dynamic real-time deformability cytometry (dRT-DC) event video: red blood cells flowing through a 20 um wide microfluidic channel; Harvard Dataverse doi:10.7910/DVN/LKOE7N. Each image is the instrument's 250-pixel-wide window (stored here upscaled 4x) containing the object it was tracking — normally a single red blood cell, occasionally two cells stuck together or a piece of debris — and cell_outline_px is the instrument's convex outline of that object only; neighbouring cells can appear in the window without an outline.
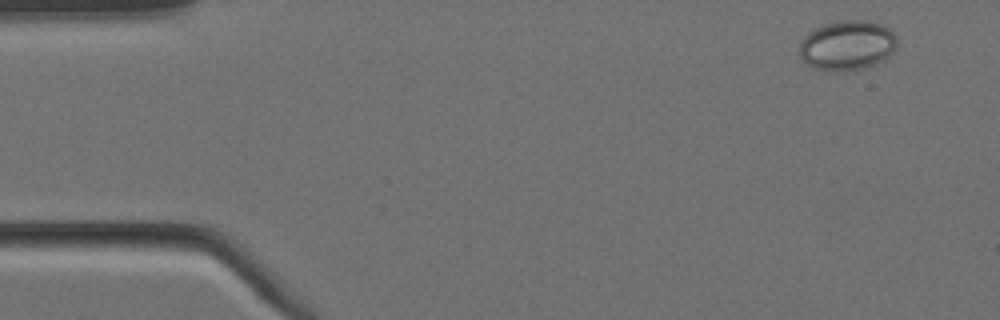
{"species": "Egyptian fruit bat (a non-hibernating species)", "species_latin": "Rousettus aegyptiacus", "temperature_condition": "cold", "stored_images_in_passage": 7, "camera_frame_rate_fps": 3000, "um_per_image_px": 0.085, "animal": {"sex": "female"}, "frame": {"image": 1, "passage_image": 1, "time_ms": 0.0, "image_size_px": [1000, 320], "cell_outline_px": [[896, 48], [884, 60], [876, 64], [864, 68], [836, 72], [828, 72], [812, 68], [800, 56], [800, 40], [808, 32], [824, 24], [844, 20], [868, 20], [880, 24], [888, 28], [896, 36]], "centroid_in_image_um": [72.0, 3.87], "position_along_channel_um": 13.0, "area_um2": 28.55}}
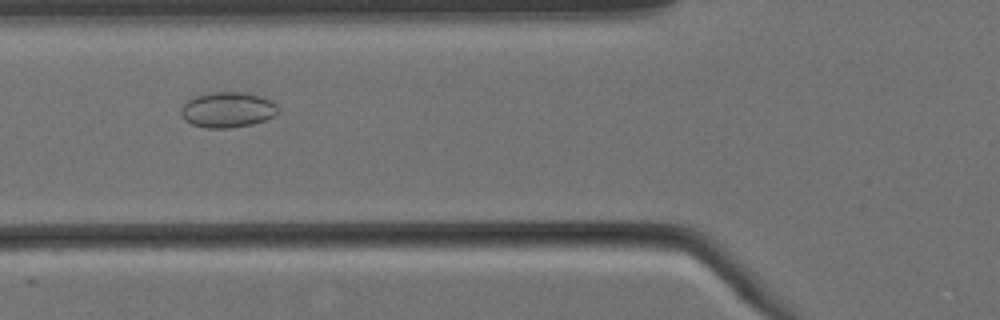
{"frame": {"image": 2, "passage_image": 6, "time_ms": 1.667, "image_size_px": [1000, 320], "cell_outline_px": [[276, 116], [252, 124], [228, 128], [204, 128], [192, 124], [184, 120], [180, 112], [180, 108], [188, 100], [196, 96], [216, 92], [248, 92], [272, 100], [276, 104]], "centroid_in_image_um": [19.34, 9.33], "position_along_channel_um": 106.5, "area_um2": 20.06}}
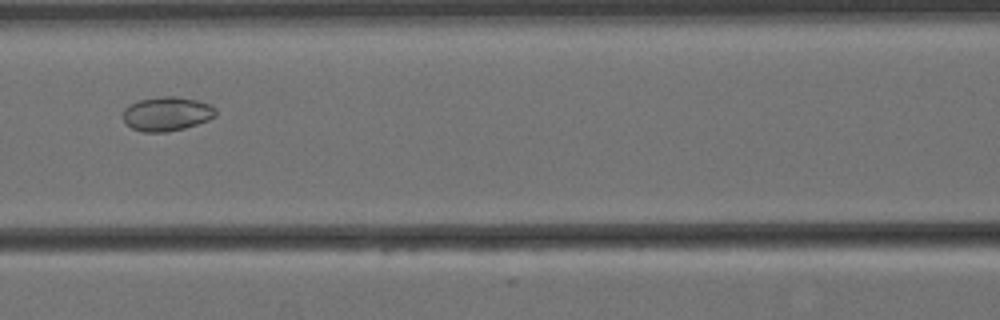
{"frame": {"image": 3, "passage_image": 7, "time_ms": 2.0, "image_size_px": [1000, 320], "cell_outline_px": [[216, 116], [208, 120], [184, 128], [168, 132], [144, 132], [132, 128], [124, 120], [124, 108], [128, 104], [136, 100], [160, 96], [176, 96], [196, 100], [208, 104], [216, 108]], "centroid_in_image_um": [14.17, 9.66], "position_along_channel_um": 152.4, "area_um2": 18.5}}